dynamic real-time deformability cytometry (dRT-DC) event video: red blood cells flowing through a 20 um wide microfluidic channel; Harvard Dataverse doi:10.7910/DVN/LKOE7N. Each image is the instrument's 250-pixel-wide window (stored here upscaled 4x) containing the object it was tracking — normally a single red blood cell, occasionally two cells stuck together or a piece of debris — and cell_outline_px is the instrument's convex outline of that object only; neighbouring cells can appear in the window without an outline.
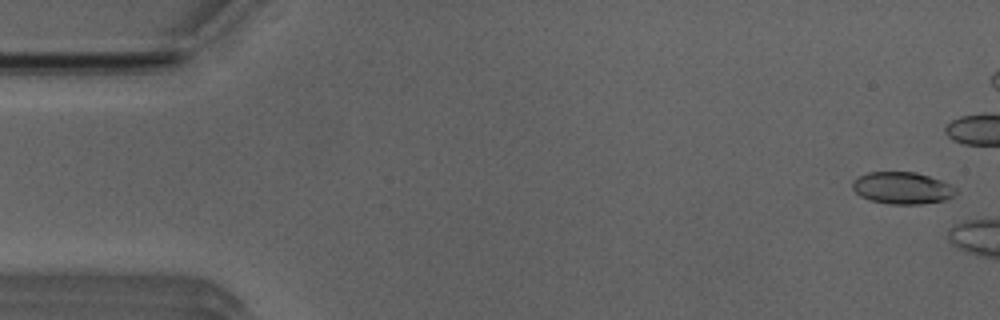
{"species": "Egyptian fruit bat (a non-hibernating species)", "species_latin": "Rousettus aegyptiacus", "temperature_condition": "room temperature", "stored_images_in_passage": 7, "camera_frame_rate_fps": 3000, "um_per_image_px": 0.085, "animal": {"sex": "male"}, "frame": {"image": 1, "passage_image": 2, "time_ms": 0.333, "image_size_px": [1000, 320], "cell_outline_px": [[956, 196], [944, 200], [920, 204], [888, 204], [868, 200], [860, 196], [852, 188], [852, 180], [868, 172], [916, 172], [940, 180], [956, 188]], "centroid_in_image_um": [76.67, 15.99], "position_along_channel_um": 8.3, "area_um2": 19.31}}